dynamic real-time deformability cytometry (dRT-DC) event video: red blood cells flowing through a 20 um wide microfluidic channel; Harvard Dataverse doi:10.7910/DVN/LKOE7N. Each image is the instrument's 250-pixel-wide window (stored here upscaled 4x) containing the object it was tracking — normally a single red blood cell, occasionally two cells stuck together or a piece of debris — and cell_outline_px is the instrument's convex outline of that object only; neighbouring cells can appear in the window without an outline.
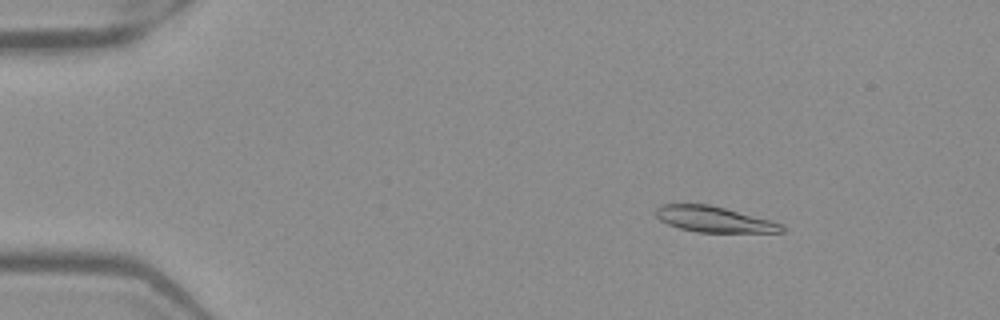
{"species": "Egyptian fruit bat (a non-hibernating species)", "species_latin": "Rousettus aegyptiacus", "temperature_condition": "warm", "stored_images_in_passage": 51, "camera_frame_rate_fps": 3000, "um_per_image_px": 0.085, "frame": {"image": 1, "passage_image": 7, "time_ms": 2.0, "image_size_px": [1000, 320], "cell_outline_px": [[784, 232], [696, 232], [680, 228], [668, 224], [660, 220], [656, 216], [656, 208], [660, 204], [708, 204], [772, 220], [784, 224]], "centroid_in_image_um": [60.7, 18.64], "position_along_channel_um": 24.3, "area_um2": 18.84}}
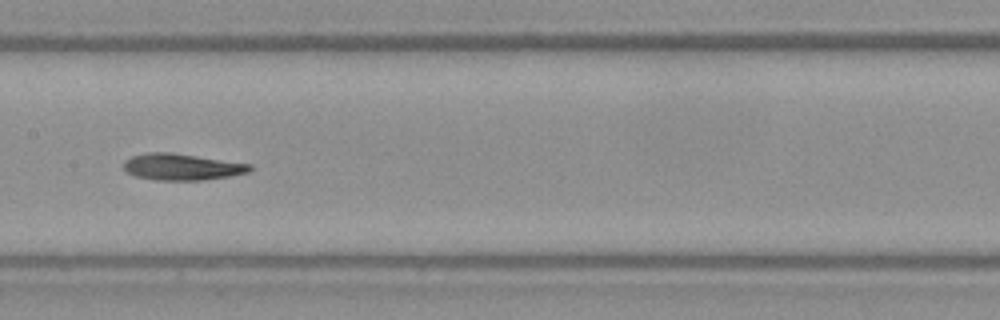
{"frame": {"image": 2, "passage_image": 26, "time_ms": 8.333, "image_size_px": [1000, 320], "cell_outline_px": [[252, 168], [248, 172], [232, 176], [200, 180], [156, 180], [136, 176], [128, 172], [124, 168], [124, 160], [132, 156], [148, 152], [172, 152], [252, 164]], "centroid_in_image_um": [15.47, 14.18], "position_along_channel_um": 191.9, "area_um2": 19.48}}
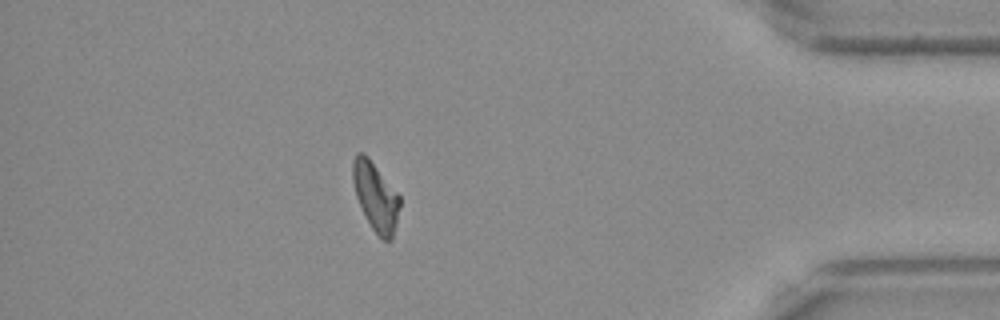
{"frame": {"image": 3, "passage_image": 45, "time_ms": 14.667, "image_size_px": [1000, 320], "cell_outline_px": [[400, 204], [396, 224], [392, 240], [384, 240], [372, 228], [356, 196], [352, 180], [352, 160], [356, 152], [364, 152], [368, 156], [400, 196]], "centroid_in_image_um": [31.91, 16.65], "position_along_channel_um": 403.3, "area_um2": 18.55}, "authors_computed_cell_mechanics": {"area_um2": 19.4786, "velocity_mm_per_s": 3.9632, "shape_relaxation_time_tau1_ms": 5.2246, "shape_relaxation_time_tau2_ms": 3.8413, "deformation_change_tau1": 0.1893, "deformation_change_tau2": 0.1063}}